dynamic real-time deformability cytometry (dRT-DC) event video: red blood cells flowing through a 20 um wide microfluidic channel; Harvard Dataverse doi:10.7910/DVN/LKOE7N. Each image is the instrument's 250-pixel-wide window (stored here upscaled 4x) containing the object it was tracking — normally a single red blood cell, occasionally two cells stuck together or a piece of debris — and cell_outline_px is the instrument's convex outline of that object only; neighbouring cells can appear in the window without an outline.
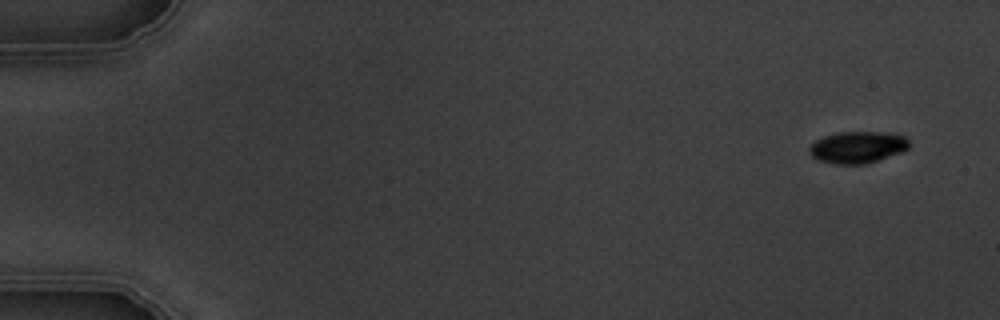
{"species": "common noctule bat (a hibernating species)", "species_latin": "Nyctalus noctula", "temperature_condition": "warm", "stored_images_in_passage": 5, "camera_frame_rate_fps": 3000, "um_per_image_px": 0.085, "animal": {"sex": "male", "body_mass_g": 19.5, "forearm_length_mm": 54.6}, "frame": {"image": 1, "passage_image": 1, "time_ms": 0.0, "image_size_px": [1000, 320], "cell_outline_px": [[912, 144], [908, 148], [900, 152], [864, 164], [832, 164], [816, 160], [808, 152], [808, 148], [816, 140], [824, 136], [840, 132], [884, 132], [904, 136]], "centroid_in_image_um": [72.86, 12.51], "position_along_channel_um": 12.1, "area_um2": 18.44}}
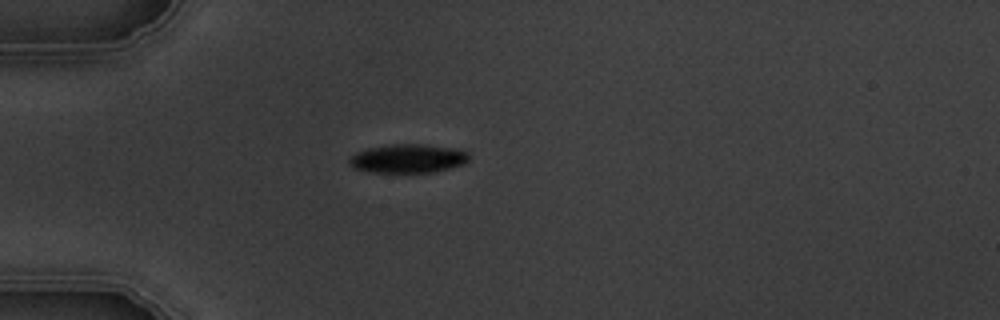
{"frame": {"image": 2, "passage_image": 4, "time_ms": 4.333, "image_size_px": [1000, 320], "cell_outline_px": [[468, 160], [464, 164], [432, 172], [368, 172], [352, 168], [348, 160], [356, 152], [368, 148], [392, 144], [420, 144], [452, 148], [468, 152]], "centroid_in_image_um": [34.63, 13.48], "position_along_channel_um": 50.4, "area_um2": 19.88}}